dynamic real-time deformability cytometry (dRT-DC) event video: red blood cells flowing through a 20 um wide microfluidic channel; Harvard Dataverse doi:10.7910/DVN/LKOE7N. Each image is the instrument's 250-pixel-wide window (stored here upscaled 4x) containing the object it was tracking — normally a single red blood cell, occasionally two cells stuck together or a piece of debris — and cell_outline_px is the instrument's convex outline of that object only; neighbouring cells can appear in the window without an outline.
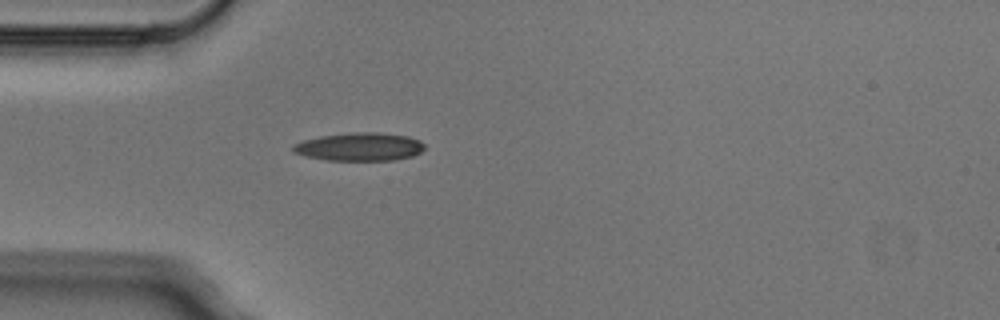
{"species": "Egyptian fruit bat (a non-hibernating species)", "species_latin": "Rousettus aegyptiacus", "temperature_condition": "cold", "stored_images_in_passage": 6, "camera_frame_rate_fps": 3000, "um_per_image_px": 0.085, "animal": {"sex": "male"}, "frame": {"image": 1, "passage_image": 6, "time_ms": 1.667, "image_size_px": [1000, 320], "cell_outline_px": [[424, 148], [420, 152], [412, 156], [396, 160], [328, 160], [304, 156], [292, 152], [292, 144], [304, 140], [320, 136], [352, 132], [380, 132], [408, 136], [420, 140], [424, 144]], "centroid_in_image_um": [30.55, 12.47], "position_along_channel_um": 54.5, "area_um2": 21.73}}